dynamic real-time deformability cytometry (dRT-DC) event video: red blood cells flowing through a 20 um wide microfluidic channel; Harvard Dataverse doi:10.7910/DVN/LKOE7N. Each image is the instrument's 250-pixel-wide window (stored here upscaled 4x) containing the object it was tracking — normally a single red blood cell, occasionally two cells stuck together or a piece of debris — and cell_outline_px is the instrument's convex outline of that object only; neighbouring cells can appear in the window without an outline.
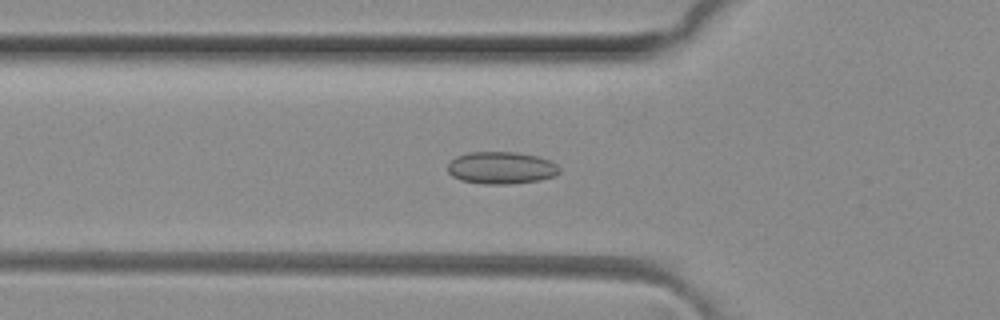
{"species": "common noctule bat (a hibernating species)", "species_latin": "Nyctalus noctula", "temperature_condition": "room temperature", "stored_images_in_passage": 49, "camera_frame_rate_fps": 3000, "um_per_image_px": 0.085, "animal": {"sex": "female", "body_mass_g": 29.2, "forearm_length_mm": 56.3}, "frame": {"image": 1, "passage_image": 16, "time_ms": 5.0, "image_size_px": [1000, 320], "cell_outline_px": [[560, 172], [556, 176], [540, 180], [508, 184], [484, 184], [460, 180], [452, 176], [448, 172], [448, 164], [456, 156], [468, 152], [512, 152], [536, 156], [552, 160], [560, 168]], "centroid_in_image_um": [42.62, 14.27], "position_along_channel_um": 83.2, "area_um2": 21.1}}
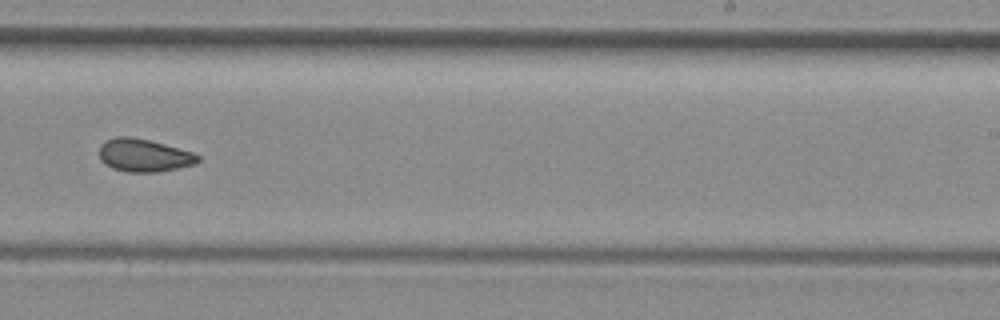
{"frame": {"image": 2, "passage_image": 30, "time_ms": 9.667, "image_size_px": [1000, 320], "cell_outline_px": [[200, 160], [192, 164], [176, 168], [156, 172], [128, 172], [112, 168], [104, 164], [100, 160], [100, 144], [116, 136], [128, 136], [148, 140], [196, 152], [200, 156]], "centroid_in_image_um": [12.23, 13.2], "position_along_channel_um": 276.8, "area_um2": 18.84}}
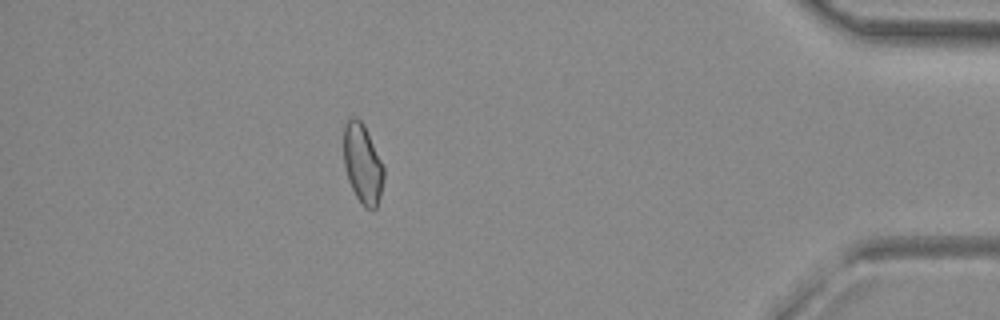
{"frame": {"image": 3, "passage_image": 43, "time_ms": 14.0, "image_size_px": [1000, 320], "cell_outline_px": [[384, 176], [380, 196], [376, 208], [364, 208], [360, 204], [348, 180], [344, 168], [344, 124], [352, 116], [356, 116], [364, 124], [384, 168]], "centroid_in_image_um": [30.8, 13.92], "position_along_channel_um": 404.4, "area_um2": 18.55}, "authors_computed_cell_mechanics": {"area_um2": 19.2474, "velocity_mm_per_s": 4.1449, "shape_relaxation_time_tau1_ms": null, "shape_relaxation_time_tau2_ms": 3.3666, "deformation_change_tau1": null, "deformation_change_tau2": 0.0706}}